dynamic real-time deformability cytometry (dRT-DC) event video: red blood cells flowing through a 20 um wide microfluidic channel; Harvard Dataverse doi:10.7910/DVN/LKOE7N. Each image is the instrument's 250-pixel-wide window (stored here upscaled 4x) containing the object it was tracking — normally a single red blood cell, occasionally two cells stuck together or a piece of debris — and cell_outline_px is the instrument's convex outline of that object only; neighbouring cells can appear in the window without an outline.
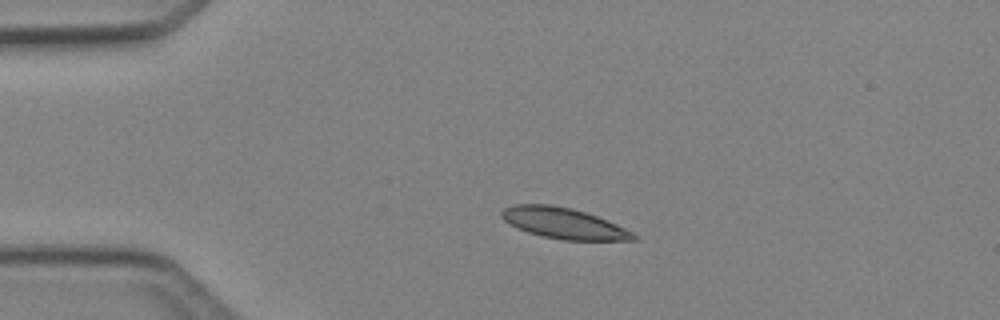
{"species": "Egyptian fruit bat (a non-hibernating species)", "species_latin": "Rousettus aegyptiacus", "temperature_condition": "cold", "stored_images_in_passage": 4, "camera_frame_rate_fps": 3000, "um_per_image_px": 0.085, "animal": {"sex": "female"}, "frame": {"image": 1, "passage_image": 3, "time_ms": 2.667, "image_size_px": [1000, 320], "cell_outline_px": [[640, 240], [564, 240], [544, 236], [528, 232], [516, 228], [504, 220], [500, 216], [500, 212], [504, 208], [512, 204], [552, 204], [572, 208], [596, 216], [616, 224], [640, 236]], "centroid_in_image_um": [47.9, 18.97], "position_along_channel_um": 37.1, "area_um2": 23.76}}